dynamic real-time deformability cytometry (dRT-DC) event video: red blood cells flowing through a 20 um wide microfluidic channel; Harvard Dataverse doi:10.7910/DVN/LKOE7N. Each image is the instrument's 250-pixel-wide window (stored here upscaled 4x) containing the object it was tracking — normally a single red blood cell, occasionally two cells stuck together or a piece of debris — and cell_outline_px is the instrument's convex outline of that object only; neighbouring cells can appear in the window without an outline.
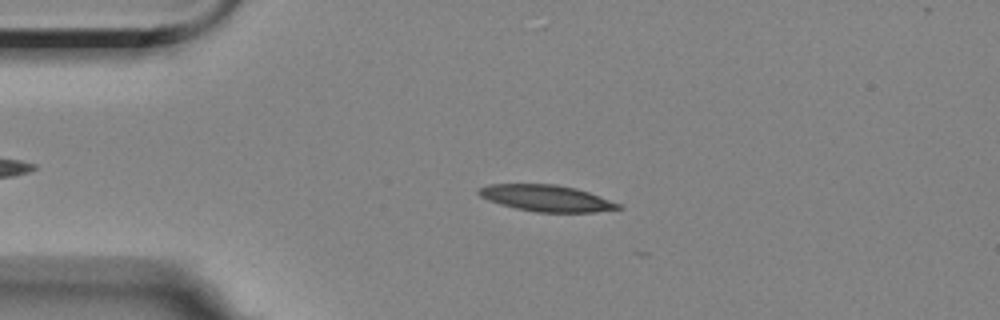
{"species": "Egyptian fruit bat (a non-hibernating species)", "species_latin": "Rousettus aegyptiacus", "temperature_condition": "room temperature", "stored_images_in_passage": 31, "camera_frame_rate_fps": 3000, "um_per_image_px": 0.085, "animal": {"sex": "female"}, "frame": {"image": 1, "passage_image": 11, "time_ms": 3.333, "image_size_px": [1000, 320], "cell_outline_px": [[624, 208], [596, 212], [536, 212], [516, 208], [500, 204], [488, 200], [480, 196], [476, 192], [476, 188], [488, 184], [556, 184], [576, 188], [588, 192], [620, 204]], "centroid_in_image_um": [46.41, 16.84], "position_along_channel_um": 38.6, "area_um2": 21.5}}
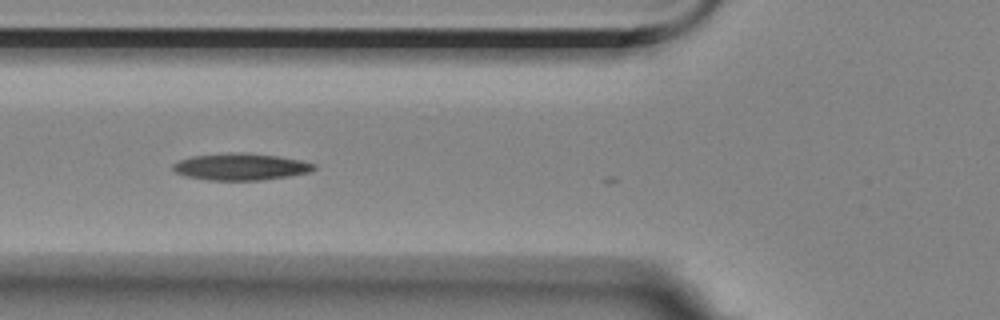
{"frame": {"image": 2, "passage_image": 19, "time_ms": 6.0, "image_size_px": [1000, 320], "cell_outline_px": [[316, 168], [312, 172], [288, 176], [260, 180], [208, 180], [188, 176], [176, 172], [172, 168], [172, 164], [180, 160], [192, 156], [232, 152], [244, 152], [276, 156], [300, 160], [316, 164]], "centroid_in_image_um": [20.48, 14.17], "position_along_channel_um": 105.3, "area_um2": 21.96}}
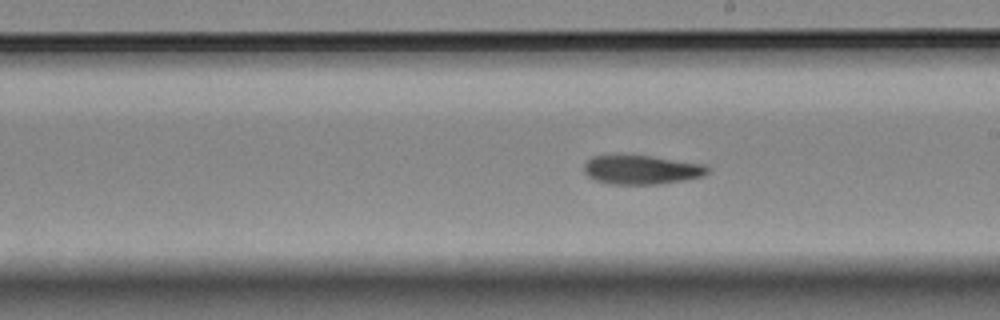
{"frame": {"image": 3, "passage_image": 30, "time_ms": 9.667, "image_size_px": [1000, 320], "cell_outline_px": [[708, 172], [704, 176], [684, 180], [660, 184], [608, 184], [596, 180], [588, 176], [584, 172], [584, 164], [592, 156], [648, 156], [704, 164], [708, 168]], "centroid_in_image_um": [54.53, 14.44], "position_along_channel_um": 234.5, "area_um2": 20.63}}